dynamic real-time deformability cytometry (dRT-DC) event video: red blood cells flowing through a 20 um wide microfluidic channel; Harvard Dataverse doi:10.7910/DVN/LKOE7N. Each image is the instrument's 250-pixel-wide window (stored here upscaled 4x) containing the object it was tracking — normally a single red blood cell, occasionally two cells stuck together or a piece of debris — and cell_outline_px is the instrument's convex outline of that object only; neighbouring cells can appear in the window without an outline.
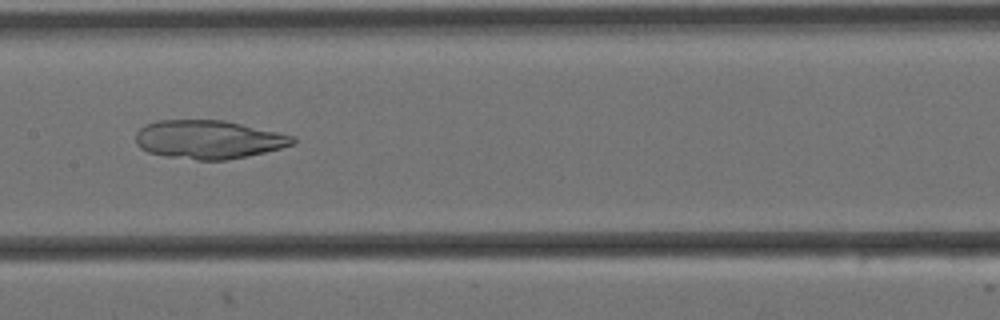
{"species": "Egyptian fruit bat (a non-hibernating species)", "species_latin": "Rousettus aegyptiacus", "temperature_condition": "cold", "stored_images_in_passage": 10, "camera_frame_rate_fps": 3000, "um_per_image_px": 0.085, "animal": {"sex": "female"}, "frame": {"image": 1, "passage_image": 7, "time_ms": 2.0, "image_size_px": [1000, 320], "cell_outline_px": [[296, 140], [292, 144], [280, 148], [248, 156], [228, 160], [196, 160], [168, 156], [148, 152], [140, 148], [136, 144], [136, 132], [144, 124], [156, 120], [224, 120], [296, 136]], "centroid_in_image_um": [17.7, 11.85], "position_along_channel_um": 189.7, "area_um2": 35.32}}
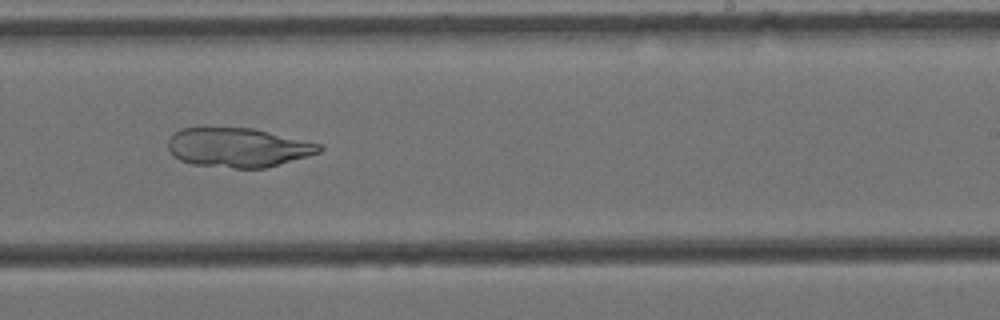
{"frame": {"image": 2, "passage_image": 9, "time_ms": 2.667, "image_size_px": [1000, 320], "cell_outline_px": [[324, 148], [320, 152], [308, 156], [264, 168], [232, 168], [192, 164], [180, 160], [172, 156], [168, 152], [168, 140], [180, 128], [252, 128], [324, 144]], "centroid_in_image_um": [20.24, 12.54], "position_along_channel_um": 268.8, "area_um2": 34.68}}
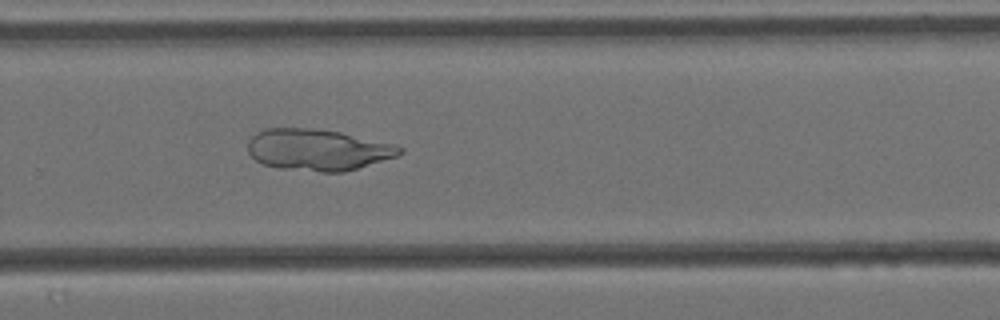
{"frame": {"image": 3, "passage_image": 10, "time_ms": 3.0, "image_size_px": [1000, 320], "cell_outline_px": [[404, 152], [396, 156], [344, 172], [320, 172], [280, 168], [264, 164], [256, 160], [248, 152], [248, 140], [256, 132], [264, 128], [312, 128], [340, 132], [396, 144], [404, 148]], "centroid_in_image_um": [27.01, 12.72], "position_along_channel_um": 302.8, "area_um2": 36.7}}